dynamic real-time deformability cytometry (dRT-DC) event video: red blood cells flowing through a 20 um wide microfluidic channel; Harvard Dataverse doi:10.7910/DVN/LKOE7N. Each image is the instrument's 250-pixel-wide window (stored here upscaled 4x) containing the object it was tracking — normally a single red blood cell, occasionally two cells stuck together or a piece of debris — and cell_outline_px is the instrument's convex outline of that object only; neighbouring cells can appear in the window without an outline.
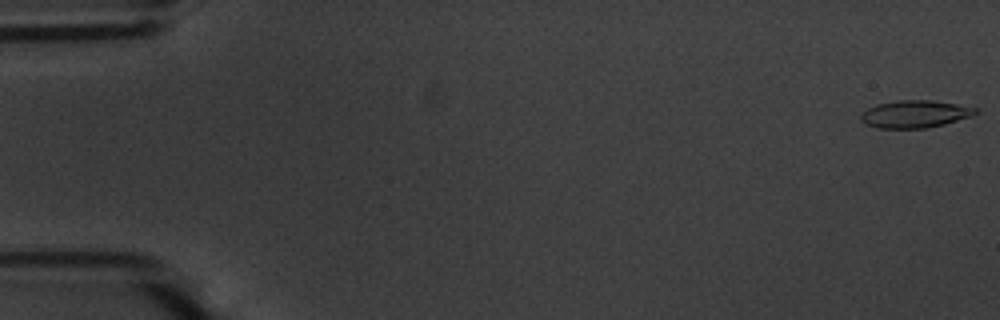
{"species": "common noctule bat (a hibernating species)", "species_latin": "Nyctalus noctula", "temperature_condition": "warm", "stored_images_in_passage": 55, "camera_frame_rate_fps": 3000, "um_per_image_px": 0.085, "animal": {"sex": "male", "body_mass_g": 20.1, "forearm_length_mm": 53.5}, "frame": {"image": 1, "passage_image": 1, "time_ms": 0.0, "image_size_px": [1000, 320], "cell_outline_px": [[976, 112], [972, 116], [944, 124], [928, 128], [880, 128], [864, 124], [860, 120], [860, 112], [876, 104], [900, 100], [932, 100], [956, 104], [976, 108]], "centroid_in_image_um": [77.71, 9.69], "position_along_channel_um": 7.3, "area_um2": 18.32}}
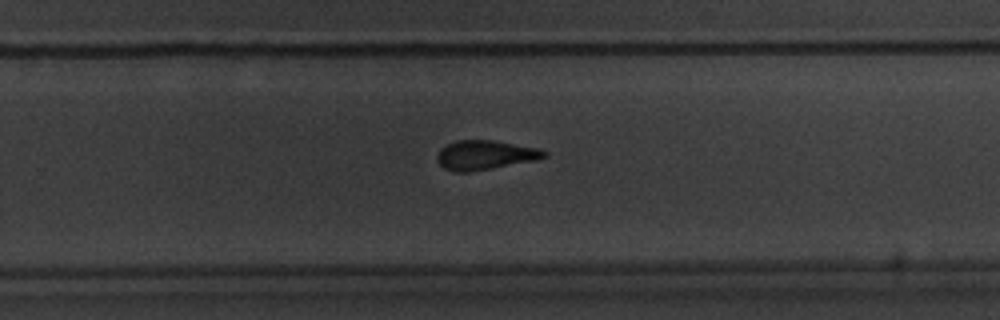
{"frame": {"image": 2, "passage_image": 36, "time_ms": 11.667, "image_size_px": [1000, 320], "cell_outline_px": [[548, 156], [536, 160], [468, 172], [456, 172], [444, 168], [436, 160], [436, 156], [440, 148], [456, 140], [492, 140], [540, 148], [548, 152]], "centroid_in_image_um": [41.23, 13.17], "position_along_channel_um": 288.6, "area_um2": 18.32}}
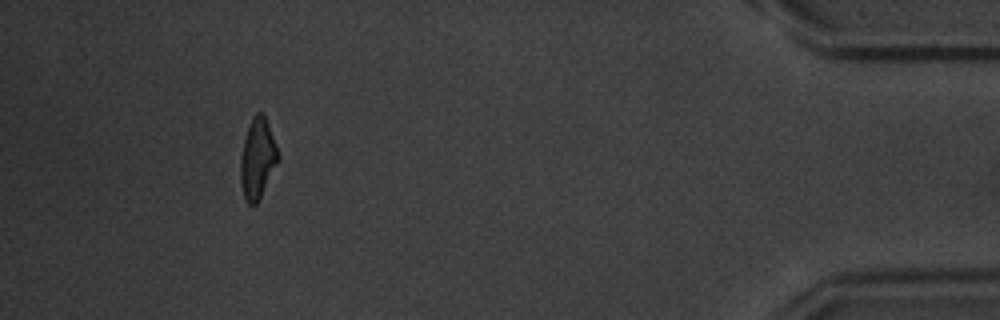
{"frame": {"image": 3, "passage_image": 51, "time_ms": 16.667, "image_size_px": [1000, 320], "cell_outline_px": [[280, 160], [256, 204], [248, 204], [244, 200], [240, 180], [240, 156], [248, 124], [252, 116], [256, 112], [264, 112], [280, 152]], "centroid_in_image_um": [21.91, 13.43], "position_along_channel_um": 413.3, "area_um2": 18.09}, "authors_computed_cell_mechanics": {"area_um2": 18.3226, "velocity_mm_per_s": 3.6977, "shape_relaxation_time_tau1_ms": 3.8842, "shape_relaxation_time_tau2_ms": 3.2999, "deformation_change_tau1": 0.1884, "deformation_change_tau2": 0.1271}}